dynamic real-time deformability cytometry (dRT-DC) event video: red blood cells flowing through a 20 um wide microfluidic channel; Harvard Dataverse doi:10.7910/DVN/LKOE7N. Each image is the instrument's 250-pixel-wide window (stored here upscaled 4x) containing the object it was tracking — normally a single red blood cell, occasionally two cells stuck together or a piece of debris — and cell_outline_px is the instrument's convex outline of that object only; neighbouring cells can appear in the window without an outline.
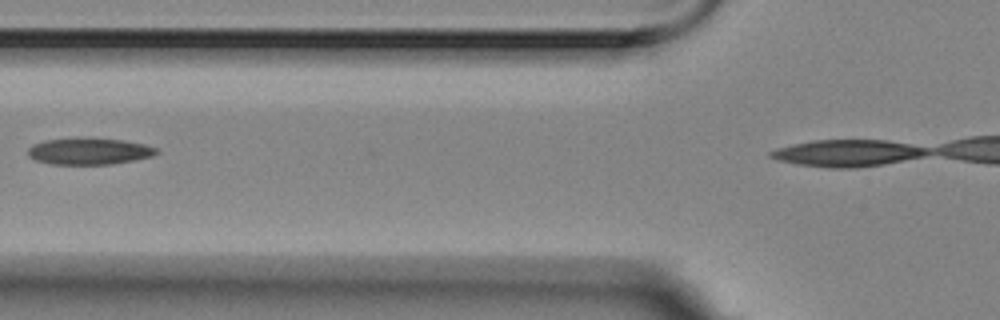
{"species": "Egyptian fruit bat (a non-hibernating species)", "species_latin": "Rousettus aegyptiacus", "temperature_condition": "room temperature", "stored_images_in_passage": 5, "camera_frame_rate_fps": 3000, "um_per_image_px": 0.085, "animal": {"sex": "female"}, "frame": {"image": 1, "passage_image": 2, "time_ms": 0.333, "image_size_px": [1000, 320], "cell_outline_px": [[160, 152], [152, 156], [136, 160], [112, 164], [52, 164], [36, 160], [28, 156], [28, 148], [32, 144], [44, 140], [124, 140], [144, 144], [156, 148]], "centroid_in_image_um": [7.6, 12.89], "position_along_channel_um": 118.2, "area_um2": 19.25}}
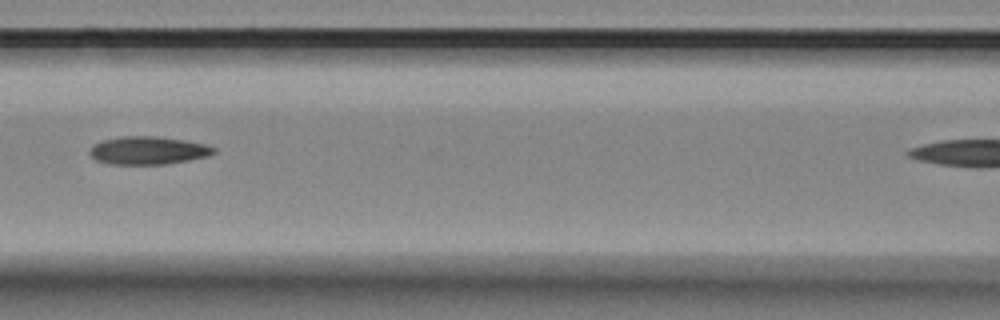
{"frame": {"image": 2, "passage_image": 3, "time_ms": 0.667, "image_size_px": [1000, 320], "cell_outline_px": [[216, 152], [208, 156], [188, 160], [164, 164], [108, 164], [96, 160], [88, 152], [92, 144], [104, 140], [120, 136], [156, 136], [184, 140], [204, 144], [216, 148]], "centroid_in_image_um": [12.56, 12.78], "position_along_channel_um": 154.0, "area_um2": 20.23}}